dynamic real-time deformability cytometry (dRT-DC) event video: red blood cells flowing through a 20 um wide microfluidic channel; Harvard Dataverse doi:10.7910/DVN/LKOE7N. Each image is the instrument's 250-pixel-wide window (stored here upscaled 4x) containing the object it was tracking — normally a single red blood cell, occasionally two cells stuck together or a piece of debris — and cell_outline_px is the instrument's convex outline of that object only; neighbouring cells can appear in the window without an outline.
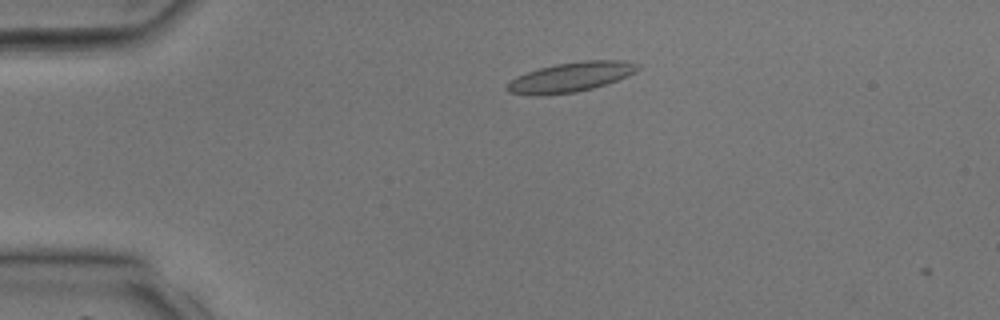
{"species": "common noctule bat (a hibernating species)", "species_latin": "Nyctalus noctula", "temperature_condition": "room temperature", "stored_images_in_passage": 4, "camera_frame_rate_fps": 3000, "um_per_image_px": 0.085, "animal": {"sex": "male", "body_mass_g": 17.9, "forearm_length_mm": 54.2}, "frame": {"image": 1, "passage_image": 2, "time_ms": 0.333, "image_size_px": [1000, 320], "cell_outline_px": [[640, 68], [636, 72], [628, 76], [592, 88], [576, 92], [536, 96], [508, 92], [504, 88], [516, 76], [540, 68], [556, 64], [584, 60], [620, 60], [640, 64]], "centroid_in_image_um": [48.51, 6.55], "position_along_channel_um": 36.5, "area_um2": 22.48}}